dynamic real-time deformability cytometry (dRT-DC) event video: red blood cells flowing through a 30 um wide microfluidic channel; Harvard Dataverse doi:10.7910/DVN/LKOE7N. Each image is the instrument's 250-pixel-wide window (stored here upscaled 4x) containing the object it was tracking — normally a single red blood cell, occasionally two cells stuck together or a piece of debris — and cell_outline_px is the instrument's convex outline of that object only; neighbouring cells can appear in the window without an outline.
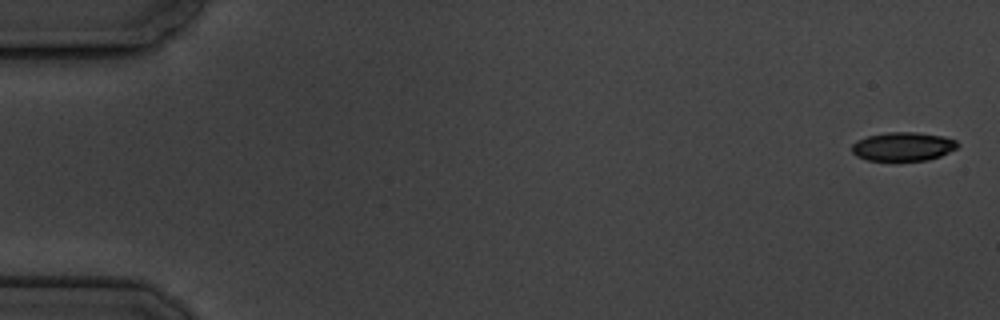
{"species": "common noctule bat (a hibernating species)", "species_latin": "Nyctalus noctula", "temperature_condition": "cold", "stored_images_in_passage": 7, "camera_frame_rate_fps": 3000, "um_per_image_px": 0.085, "animal": {"sex": "male", "body_mass_g": 19.5, "forearm_length_mm": 54.6}, "frame": {"image": 1, "passage_image": 1, "time_ms": 0.0, "image_size_px": [1000, 320], "cell_outline_px": [[960, 144], [956, 148], [940, 156], [928, 160], [868, 160], [856, 156], [852, 152], [852, 144], [856, 140], [868, 136], [888, 132], [916, 132], [944, 136], [956, 140]], "centroid_in_image_um": [76.76, 12.44], "position_along_channel_um": 8.2, "area_um2": 17.69}}
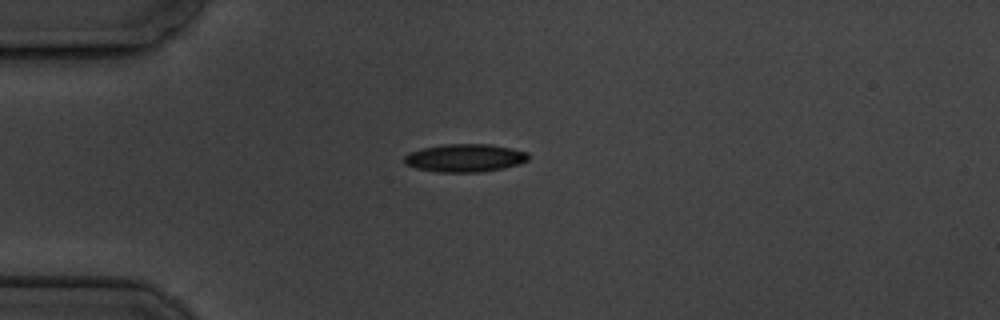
{"frame": {"image": 2, "passage_image": 4, "time_ms": 4.667, "image_size_px": [1000, 320], "cell_outline_px": [[528, 160], [520, 164], [504, 168], [484, 172], [436, 172], [416, 168], [404, 164], [404, 156], [408, 152], [420, 148], [444, 144], [488, 144], [512, 148], [528, 152]], "centroid_in_image_um": [39.5, 13.43], "position_along_channel_um": 45.5, "area_um2": 20.52}}
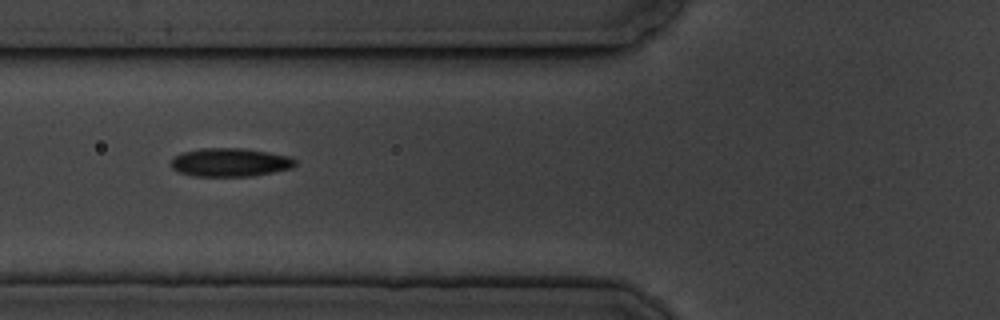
{"frame": {"image": 3, "passage_image": 6, "time_ms": 7.0, "image_size_px": [1000, 320], "cell_outline_px": [[296, 164], [292, 168], [252, 176], [192, 176], [180, 172], [172, 168], [172, 156], [180, 152], [200, 148], [240, 148], [268, 152], [292, 156], [296, 160]], "centroid_in_image_um": [19.55, 13.79], "position_along_channel_um": 106.2, "area_um2": 20.75}}